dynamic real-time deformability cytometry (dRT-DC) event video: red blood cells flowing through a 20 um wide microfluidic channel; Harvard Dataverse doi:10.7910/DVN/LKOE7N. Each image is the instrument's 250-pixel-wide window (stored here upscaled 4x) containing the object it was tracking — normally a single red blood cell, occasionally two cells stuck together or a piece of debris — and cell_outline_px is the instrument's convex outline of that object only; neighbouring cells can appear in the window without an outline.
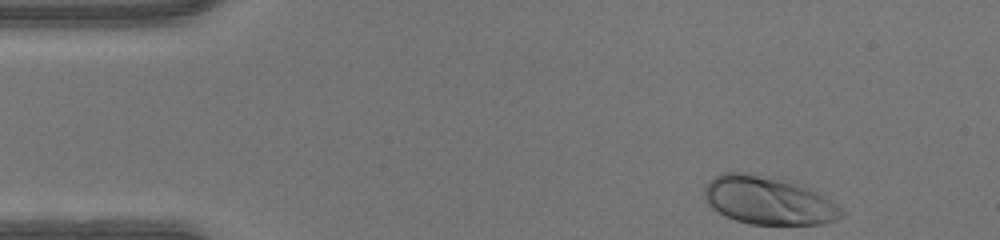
{"species": "human", "species_latin": "Homo sapiens", "temperature_condition": "warm", "stored_images_in_passage": 36, "camera_frame_rate_fps": 3000, "um_per_image_px": 0.085, "donor": {"sex": "male"}, "frame": {"image": 1, "passage_image": 1, "time_ms": 0.0, "image_size_px": [1000, 240], "cell_outline_px": [[844, 216], [836, 220], [820, 224], [752, 224], [736, 220], [724, 216], [712, 208], [708, 204], [704, 196], [704, 188], [716, 176], [724, 172], [748, 172], [780, 180], [816, 192], [836, 204], [844, 212]], "centroid_in_image_um": [65.27, 17.06], "position_along_channel_um": 19.7, "area_um2": 37.63}}
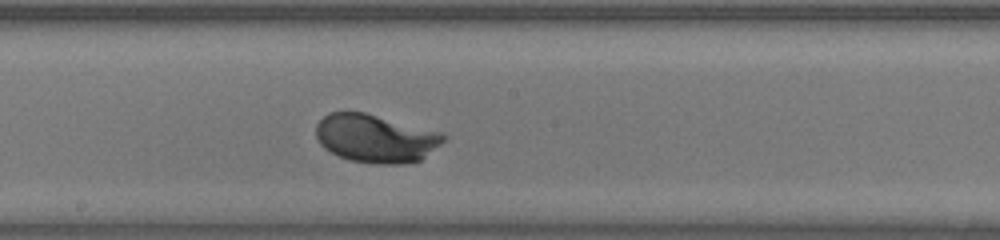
{"frame": {"image": 2, "passage_image": 21, "time_ms": 6.667, "image_size_px": [1000, 240], "cell_outline_px": [[448, 136], [440, 144], [420, 160], [400, 164], [376, 164], [348, 160], [324, 148], [320, 144], [316, 136], [316, 124], [328, 112], [364, 112], [444, 132]], "centroid_in_image_um": [31.94, 11.75], "position_along_channel_um": 216.3, "area_um2": 35.89}}
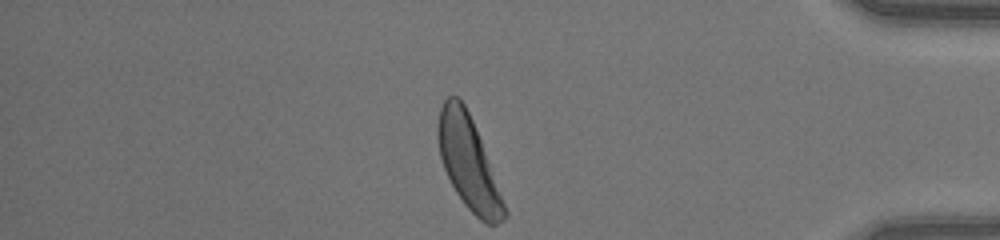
{"frame": {"image": 3, "passage_image": 36, "time_ms": 11.667, "image_size_px": [1000, 240], "cell_outline_px": [[508, 212], [504, 220], [496, 224], [488, 224], [480, 220], [464, 204], [456, 192], [444, 168], [440, 156], [436, 136], [436, 128], [440, 108], [444, 100], [448, 96], [456, 96], [464, 104], [472, 120], [480, 140]], "centroid_in_image_um": [39.79, 13.83], "position_along_channel_um": 395.4, "area_um2": 35.14}}